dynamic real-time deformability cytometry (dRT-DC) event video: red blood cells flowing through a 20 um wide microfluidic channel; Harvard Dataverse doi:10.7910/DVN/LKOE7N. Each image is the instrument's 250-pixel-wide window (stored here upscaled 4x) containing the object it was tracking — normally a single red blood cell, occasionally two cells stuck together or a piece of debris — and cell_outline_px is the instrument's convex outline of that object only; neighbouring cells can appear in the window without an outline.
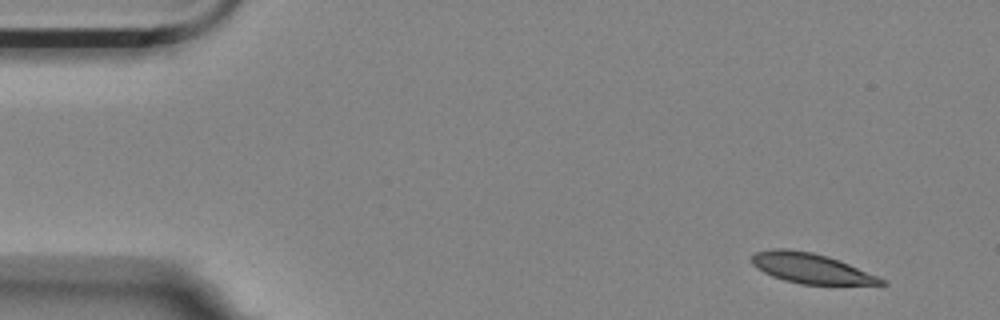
{"species": "Egyptian fruit bat (a non-hibernating species)", "species_latin": "Rousettus aegyptiacus", "temperature_condition": "room temperature", "stored_images_in_passage": 17, "camera_frame_rate_fps": 3000, "um_per_image_px": 0.085, "animal": {"sex": "female"}, "frame": {"image": 1, "passage_image": 5, "time_ms": 1.333, "image_size_px": [1000, 320], "cell_outline_px": [[888, 284], [800, 284], [784, 280], [772, 276], [756, 268], [752, 264], [752, 256], [756, 252], [772, 248], [784, 248], [812, 252], [828, 256], [840, 260], [876, 276], [884, 280]], "centroid_in_image_um": [68.87, 22.79], "position_along_channel_um": 16.1, "area_um2": 22.43}}
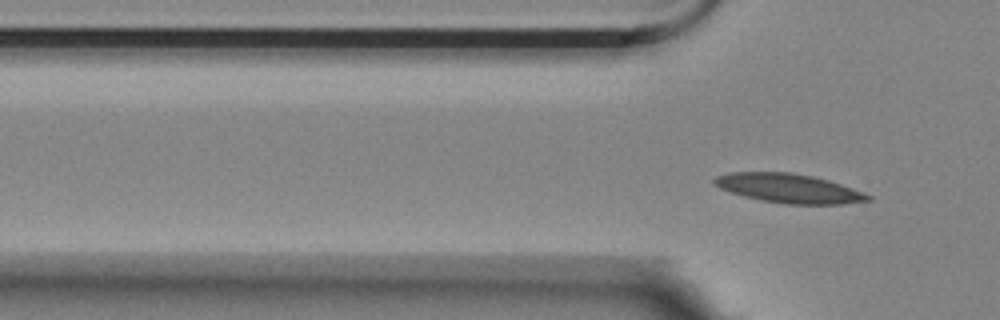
{"frame": {"image": 2, "passage_image": 17, "time_ms": 5.333, "image_size_px": [1000, 320], "cell_outline_px": [[872, 200], [844, 204], [784, 204], [760, 200], [744, 196], [720, 188], [712, 184], [712, 180], [716, 176], [728, 172], [788, 172], [812, 176], [828, 180], [852, 188], [872, 196]], "centroid_in_image_um": [67.03, 16.01], "position_along_channel_um": 58.8, "area_um2": 26.07}}